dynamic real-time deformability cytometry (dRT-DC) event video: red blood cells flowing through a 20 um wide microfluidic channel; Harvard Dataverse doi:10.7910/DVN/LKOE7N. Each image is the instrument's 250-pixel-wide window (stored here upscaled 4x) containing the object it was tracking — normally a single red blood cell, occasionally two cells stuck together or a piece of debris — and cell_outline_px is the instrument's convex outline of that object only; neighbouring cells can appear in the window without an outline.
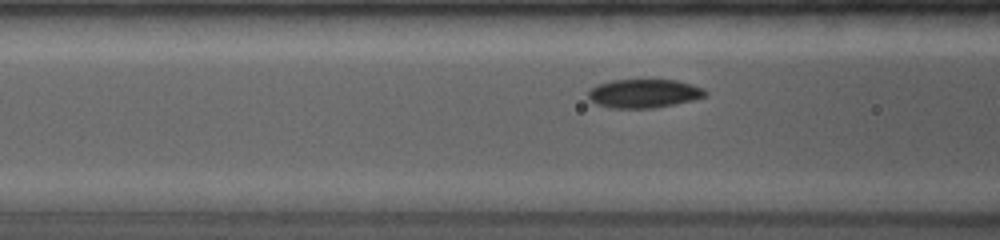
{"species": "common noctule bat (a hibernating species)", "species_latin": "Nyctalus noctula", "temperature_condition": "room temperature", "stored_images_in_passage": 44, "camera_frame_rate_fps": 4000, "um_per_image_px": 0.085, "animal": {"sex": "female", "body_mass_g": 19.0, "forearm_length_mm": 53.3}, "frame": {"image": 1, "passage_image": 10, "time_ms": 2.5, "image_size_px": [1000, 240], "cell_outline_px": [[708, 96], [676, 104], [652, 108], [612, 108], [596, 104], [588, 96], [588, 92], [596, 84], [612, 80], [676, 80], [692, 84], [704, 88], [708, 92]], "centroid_in_image_um": [54.77, 7.94], "position_along_channel_um": 111.8, "area_um2": 19.65}}
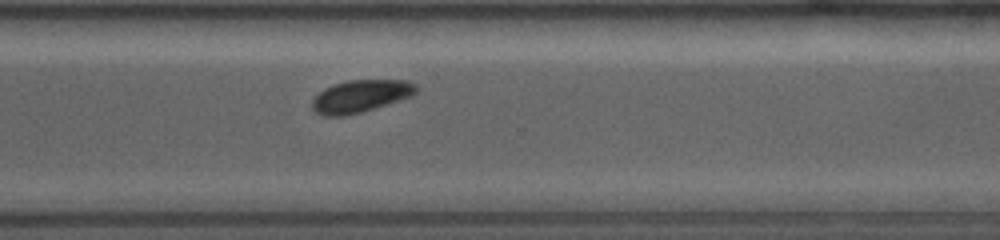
{"frame": {"image": 2, "passage_image": 33, "time_ms": 8.25, "image_size_px": [1000, 240], "cell_outline_px": [[416, 92], [408, 96], [360, 112], [344, 116], [324, 116], [316, 112], [312, 108], [312, 100], [324, 88], [332, 84], [348, 80], [408, 80], [416, 84]], "centroid_in_image_um": [30.58, 8.15], "position_along_channel_um": 340.0, "area_um2": 19.19}}
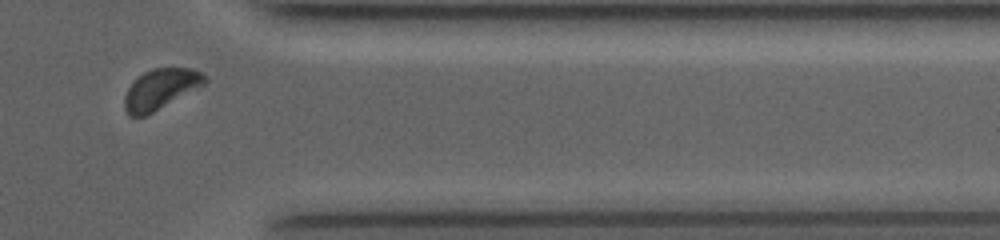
{"frame": {"image": 3, "passage_image": 38, "time_ms": 9.75, "image_size_px": [1000, 240], "cell_outline_px": [[208, 80], [204, 84], [152, 112], [144, 116], [128, 116], [124, 108], [124, 96], [128, 88], [144, 72], [152, 68], [192, 68], [200, 72]], "centroid_in_image_um": [13.62, 7.57], "position_along_channel_um": 397.8, "area_um2": 18.38}}